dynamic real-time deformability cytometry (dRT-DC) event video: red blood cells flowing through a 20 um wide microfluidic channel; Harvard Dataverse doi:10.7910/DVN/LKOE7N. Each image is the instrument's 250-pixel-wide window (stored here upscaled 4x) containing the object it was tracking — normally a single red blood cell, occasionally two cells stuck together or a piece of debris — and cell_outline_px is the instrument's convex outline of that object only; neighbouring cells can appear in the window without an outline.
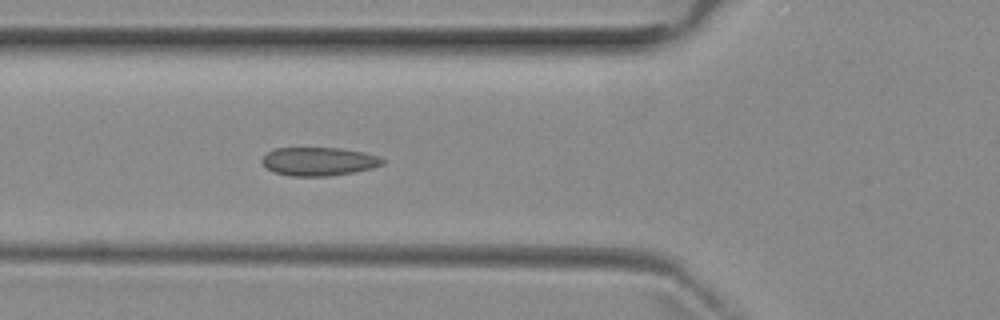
{"species": "common noctule bat (a hibernating species)", "species_latin": "Nyctalus noctula", "temperature_condition": "room temperature", "stored_images_in_passage": 6, "camera_frame_rate_fps": 3000, "um_per_image_px": 0.085, "animal": {"sex": "female", "body_mass_g": 29.2, "forearm_length_mm": 56.3}, "frame": {"image": 1, "passage_image": 6, "time_ms": 5.667, "image_size_px": [1000, 320], "cell_outline_px": [[384, 164], [372, 168], [352, 172], [328, 176], [288, 176], [276, 172], [268, 168], [260, 160], [268, 152], [276, 148], [340, 148], [364, 152], [380, 156], [384, 160]], "centroid_in_image_um": [27.12, 13.72], "position_along_channel_um": 98.7, "area_um2": 19.88}}